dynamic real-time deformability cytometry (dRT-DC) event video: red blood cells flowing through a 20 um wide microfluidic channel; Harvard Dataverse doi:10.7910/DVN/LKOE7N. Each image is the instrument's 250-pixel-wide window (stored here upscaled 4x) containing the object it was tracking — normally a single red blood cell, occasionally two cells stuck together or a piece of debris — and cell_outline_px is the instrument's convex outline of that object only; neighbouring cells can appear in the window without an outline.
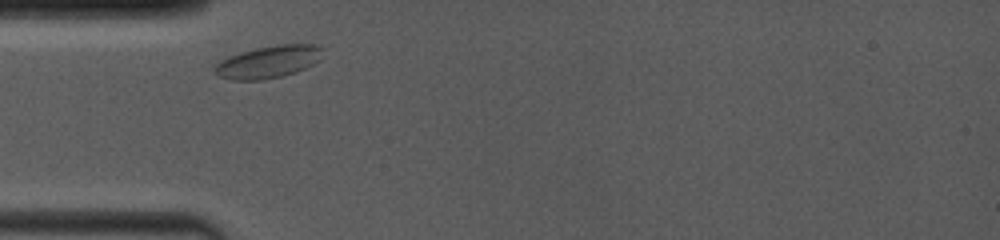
{"species": "common noctule bat (a hibernating species)", "species_latin": "Nyctalus noctula", "temperature_condition": "room temperature", "stored_images_in_passage": 7, "camera_frame_rate_fps": 4000, "um_per_image_px": 0.085, "animal": {"sex": "female", "body_mass_g": 19.0, "forearm_length_mm": 53.3}, "frame": {"image": 1, "passage_image": 1, "time_ms": 0.0, "image_size_px": [1000, 240], "cell_outline_px": [[324, 48], [320, 60], [296, 72], [284, 76], [264, 80], [232, 80], [220, 76], [212, 72], [212, 68], [220, 60], [228, 56], [240, 52], [256, 48], [276, 44], [316, 44]], "centroid_in_image_um": [22.8, 5.26], "position_along_channel_um": 62.2, "area_um2": 20.69}}
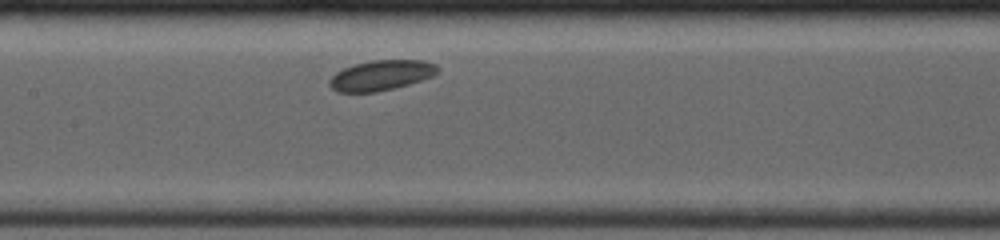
{"frame": {"image": 2, "passage_image": 5, "time_ms": 3.0, "image_size_px": [1000, 240], "cell_outline_px": [[440, 68], [432, 76], [408, 84], [376, 92], [336, 92], [328, 84], [328, 80], [336, 72], [344, 68], [356, 64], [372, 60], [424, 60], [436, 64]], "centroid_in_image_um": [32.38, 6.4], "position_along_channel_um": 175.0, "area_um2": 18.9}}
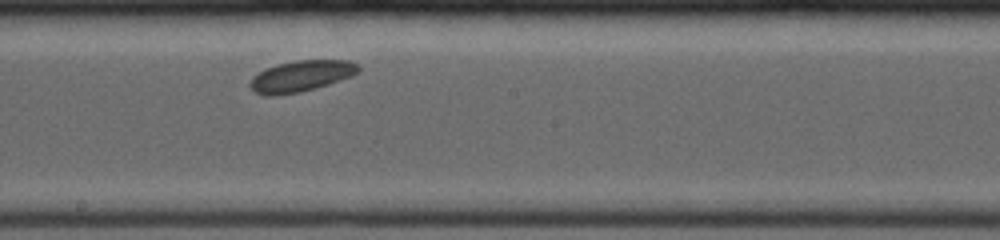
{"frame": {"image": 3, "passage_image": 7, "time_ms": 4.25, "image_size_px": [1000, 240], "cell_outline_px": [[360, 68], [352, 76], [328, 84], [300, 92], [276, 96], [268, 96], [256, 92], [248, 84], [252, 76], [276, 64], [296, 60], [348, 60], [356, 64]], "centroid_in_image_um": [25.56, 6.47], "position_along_channel_um": 222.6, "area_um2": 19.48}}